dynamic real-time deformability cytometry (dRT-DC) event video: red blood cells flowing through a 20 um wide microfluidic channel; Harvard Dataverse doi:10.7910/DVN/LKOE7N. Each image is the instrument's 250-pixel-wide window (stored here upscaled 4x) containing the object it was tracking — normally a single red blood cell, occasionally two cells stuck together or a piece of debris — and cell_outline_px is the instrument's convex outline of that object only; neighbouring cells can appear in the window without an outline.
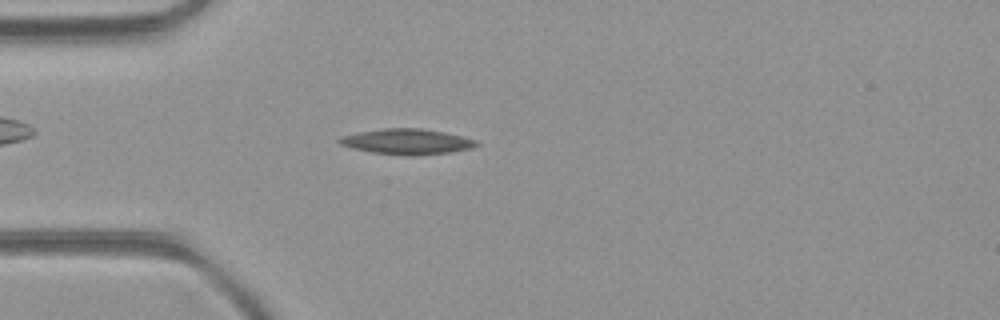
{"species": "common noctule bat (a hibernating species)", "species_latin": "Nyctalus noctula", "temperature_condition": "room temperature", "stored_images_in_passage": 38, "camera_frame_rate_fps": 3000, "um_per_image_px": 0.085, "animal": {"sex": "female", "body_mass_g": 21.9}, "frame": {"image": 1, "passage_image": 9, "time_ms": 2.667, "image_size_px": [1000, 320], "cell_outline_px": [[480, 144], [472, 148], [448, 152], [372, 152], [352, 148], [340, 144], [336, 140], [340, 136], [360, 132], [384, 128], [420, 128], [444, 132], [476, 140]], "centroid_in_image_um": [34.55, 11.97], "position_along_channel_um": 50.5, "area_um2": 19.07}}
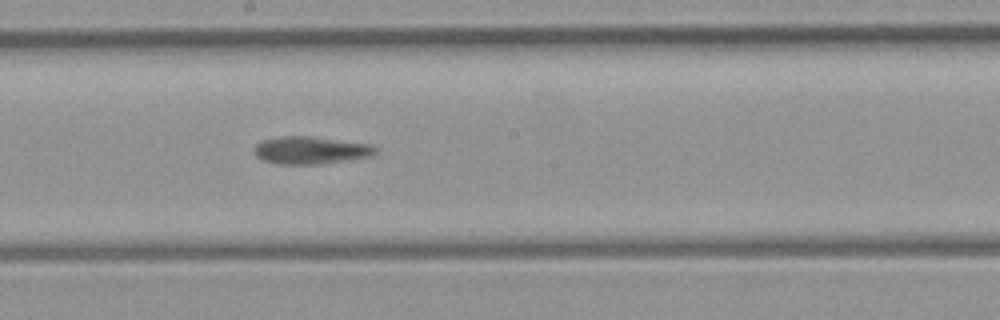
{"frame": {"image": 2, "passage_image": 22, "time_ms": 7.0, "image_size_px": [1000, 320], "cell_outline_px": [[376, 152], [368, 156], [320, 164], [280, 164], [260, 160], [252, 152], [252, 148], [256, 144], [264, 140], [280, 136], [308, 136], [368, 144], [376, 148]], "centroid_in_image_um": [26.28, 12.77], "position_along_channel_um": 221.9, "area_um2": 19.19}}
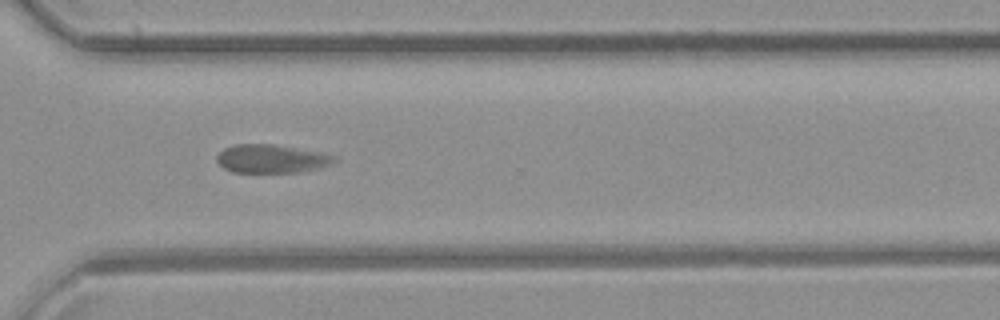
{"frame": {"image": 3, "passage_image": 31, "time_ms": 10.0, "image_size_px": [1000, 320], "cell_outline_px": [[340, 156], [332, 164], [320, 168], [296, 172], [232, 172], [224, 168], [216, 160], [216, 156], [224, 148], [236, 144], [272, 144], [324, 152]], "centroid_in_image_um": [23.13, 13.48], "position_along_channel_um": 347.5, "area_um2": 19.65}, "authors_computed_cell_mechanics": {"area_um2": 19.5653, "velocity_mm_per_s": 4.2036, "shape_relaxation_time_tau1_ms": null, "shape_relaxation_time_tau2_ms": 3.3918, "deformation_change_tau1": null, "deformation_change_tau2": 0.0616}}